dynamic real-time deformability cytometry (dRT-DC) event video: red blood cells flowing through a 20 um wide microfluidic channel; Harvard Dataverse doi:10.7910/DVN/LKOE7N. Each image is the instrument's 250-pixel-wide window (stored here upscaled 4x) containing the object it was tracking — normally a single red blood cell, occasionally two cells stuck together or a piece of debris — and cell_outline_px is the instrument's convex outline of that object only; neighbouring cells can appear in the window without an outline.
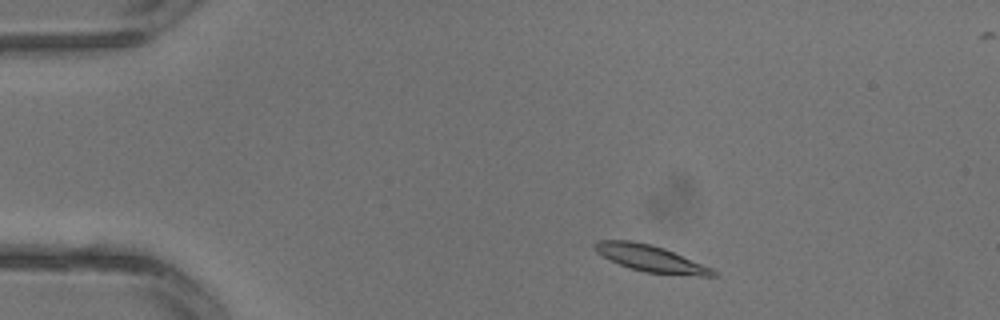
{"species": "common noctule bat (a hibernating species)", "species_latin": "Nyctalus noctula", "temperature_condition": "warm", "stored_images_in_passage": 3, "segment_of_instrument_passage": [2, 2], "camera_frame_rate_fps": 3000, "um_per_image_px": 0.085, "animal": {"sex": "male", "body_mass_g": 13.3}, "frame": {"image": 1, "passage_image": 3, "time_ms": 0.667, "image_size_px": [1000, 320], "cell_outline_px": [[716, 276], [700, 276], [644, 272], [620, 264], [596, 252], [592, 244], [596, 240], [632, 240], [652, 244], [664, 248], [712, 268], [716, 272]], "centroid_in_image_um": [55.28, 21.95], "position_along_channel_um": 29.7, "area_um2": 18.15}}